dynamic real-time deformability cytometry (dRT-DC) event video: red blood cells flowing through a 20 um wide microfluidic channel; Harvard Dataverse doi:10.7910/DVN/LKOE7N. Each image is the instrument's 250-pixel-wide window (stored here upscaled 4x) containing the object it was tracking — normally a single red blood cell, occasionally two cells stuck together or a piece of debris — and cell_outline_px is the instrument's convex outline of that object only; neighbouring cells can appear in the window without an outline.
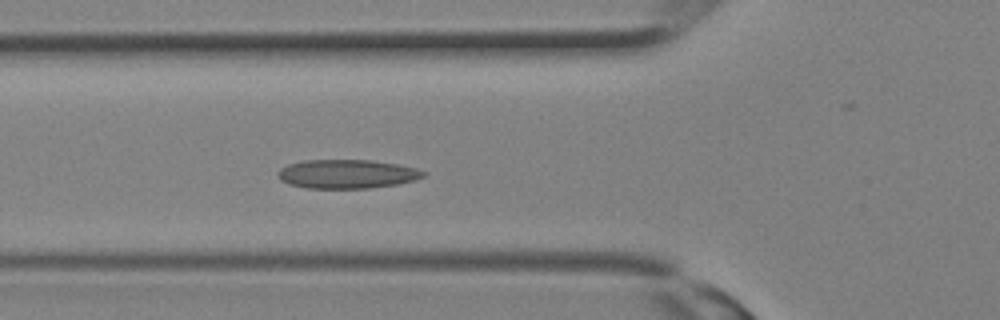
{"species": "Egyptian fruit bat (a non-hibernating species)", "species_latin": "Rousettus aegyptiacus", "temperature_condition": "room temperature", "stored_images_in_passage": 12, "camera_frame_rate_fps": 3000, "um_per_image_px": 0.085, "animal": {"sex": "female"}, "frame": {"image": 1, "passage_image": 10, "time_ms": 3.0, "image_size_px": [1000, 320], "cell_outline_px": [[428, 176], [416, 180], [396, 184], [368, 188], [308, 188], [288, 184], [280, 180], [276, 176], [280, 168], [288, 164], [304, 160], [372, 160], [400, 164], [416, 168], [428, 172]], "centroid_in_image_um": [29.53, 14.78], "position_along_channel_um": 96.3, "area_um2": 24.8}}
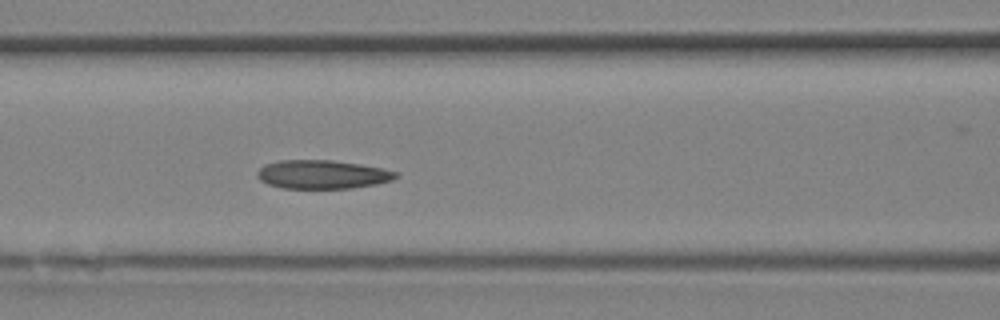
{"frame": {"image": 2, "passage_image": 12, "time_ms": 3.667, "image_size_px": [1000, 320], "cell_outline_px": [[396, 176], [392, 180], [376, 184], [352, 188], [280, 188], [268, 184], [260, 180], [256, 176], [256, 172], [264, 164], [280, 160], [332, 160], [360, 164], [380, 168], [396, 172]], "centroid_in_image_um": [27.33, 14.82], "position_along_channel_um": 139.3, "area_um2": 23.06}}